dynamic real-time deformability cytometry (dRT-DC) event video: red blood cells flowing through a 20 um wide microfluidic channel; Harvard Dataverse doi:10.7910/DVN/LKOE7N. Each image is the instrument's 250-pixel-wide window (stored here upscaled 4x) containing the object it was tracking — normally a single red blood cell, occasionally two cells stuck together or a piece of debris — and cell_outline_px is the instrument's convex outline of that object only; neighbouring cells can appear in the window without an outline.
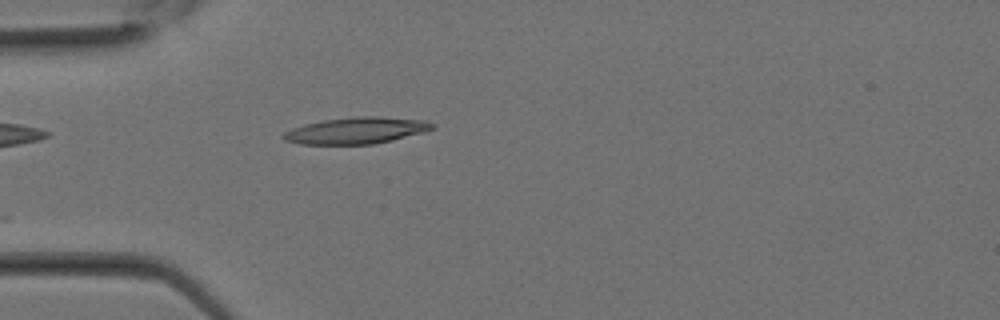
{"species": "Egyptian fruit bat (a non-hibernating species)", "species_latin": "Rousettus aegyptiacus", "temperature_condition": "room temperature", "stored_images_in_passage": 19, "camera_frame_rate_fps": 3000, "um_per_image_px": 0.085, "animal": {"sex": "female"}, "frame": {"image": 1, "passage_image": 3, "time_ms": 0.667, "image_size_px": [1000, 320], "cell_outline_px": [[436, 128], [424, 132], [392, 140], [372, 144], [300, 144], [284, 140], [280, 136], [284, 132], [292, 128], [304, 124], [324, 120], [356, 116], [380, 116], [428, 120], [436, 124]], "centroid_in_image_um": [30.33, 11.08], "position_along_channel_um": 54.7, "area_um2": 23.24}}
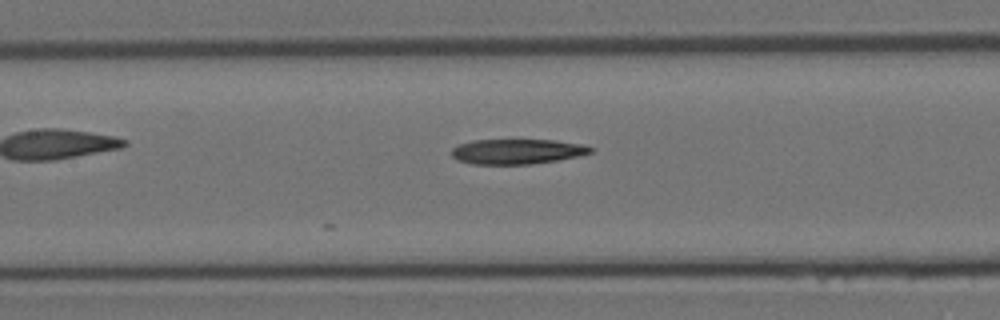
{"frame": {"image": 2, "passage_image": 8, "time_ms": 2.333, "image_size_px": [1000, 320], "cell_outline_px": [[592, 152], [576, 156], [556, 160], [532, 164], [472, 164], [456, 160], [452, 156], [452, 148], [460, 144], [472, 140], [552, 140], [584, 144], [592, 148]], "centroid_in_image_um": [43.91, 12.88], "position_along_channel_um": 163.5, "area_um2": 20.17}}
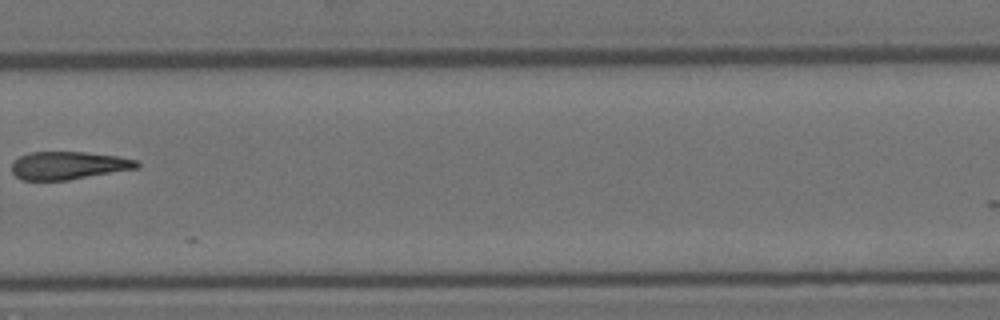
{"frame": {"image": 3, "passage_image": 15, "time_ms": 4.667, "image_size_px": [1000, 320], "cell_outline_px": [[140, 168], [68, 180], [24, 180], [16, 176], [12, 172], [12, 164], [20, 156], [28, 152], [84, 152], [120, 156], [136, 160], [140, 164]], "centroid_in_image_um": [5.86, 14.06], "position_along_channel_um": 323.9, "area_um2": 20.4}}